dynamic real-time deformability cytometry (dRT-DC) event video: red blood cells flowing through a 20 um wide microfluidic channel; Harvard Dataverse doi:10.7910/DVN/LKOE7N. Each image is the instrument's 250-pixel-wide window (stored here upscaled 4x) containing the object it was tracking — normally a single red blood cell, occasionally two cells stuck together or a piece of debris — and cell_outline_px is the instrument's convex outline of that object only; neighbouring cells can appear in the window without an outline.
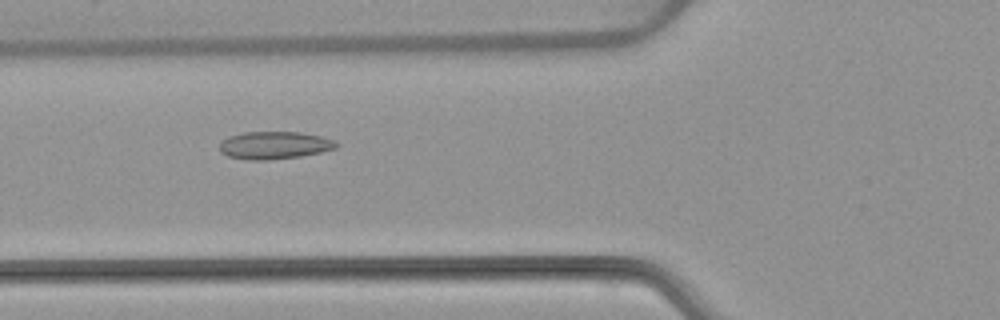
{"species": "common noctule bat (a hibernating species)", "species_latin": "Nyctalus noctula", "temperature_condition": "warm", "stored_images_in_passage": 39, "camera_frame_rate_fps": 3000, "um_per_image_px": 0.085, "animal": {"sex": "female", "body_mass_g": 22.7, "forearm_length_mm": 54.2}, "frame": {"image": 1, "passage_image": 8, "time_ms": 2.333, "image_size_px": [1000, 320], "cell_outline_px": [[340, 144], [336, 148], [320, 152], [300, 156], [268, 160], [248, 160], [228, 156], [220, 152], [220, 140], [228, 136], [244, 132], [300, 132], [320, 136], [336, 140]], "centroid_in_image_um": [23.31, 12.34], "position_along_channel_um": 102.5, "area_um2": 18.9}}
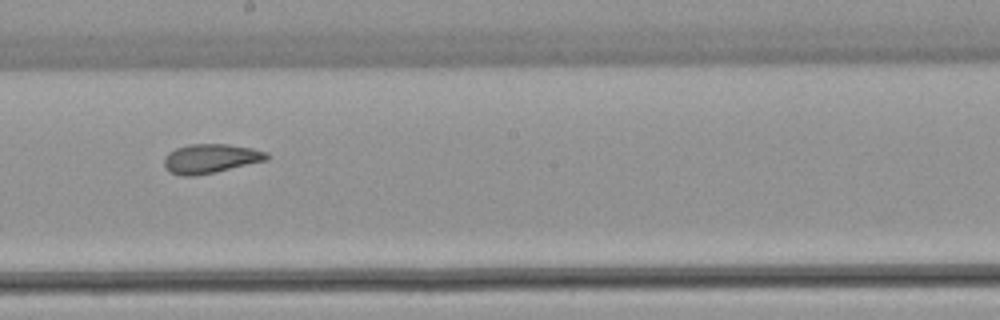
{"frame": {"image": 2, "passage_image": 18, "time_ms": 5.667, "image_size_px": [1000, 320], "cell_outline_px": [[268, 160], [216, 172], [196, 176], [180, 176], [168, 172], [164, 168], [164, 156], [168, 152], [176, 148], [188, 144], [228, 144], [252, 148], [268, 152]], "centroid_in_image_um": [17.87, 13.49], "position_along_channel_um": 230.3, "area_um2": 17.8}}
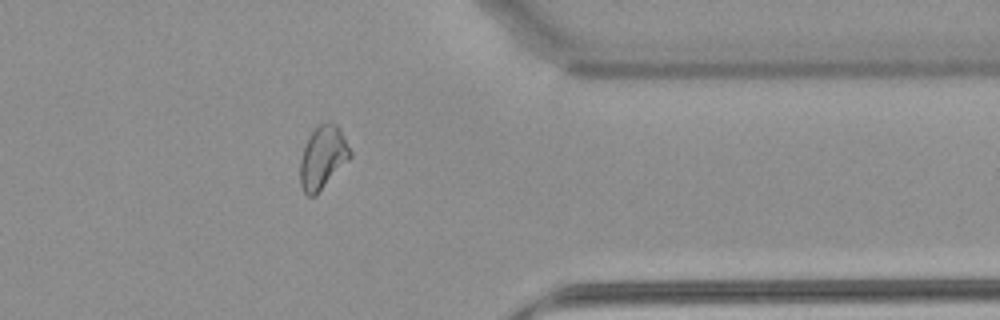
{"frame": {"image": 3, "passage_image": 31, "time_ms": 10.0, "image_size_px": [1000, 320], "cell_outline_px": [[352, 156], [316, 196], [308, 196], [304, 192], [300, 184], [300, 160], [304, 148], [312, 132], [320, 124], [328, 120], [332, 120], [340, 128], [352, 152]], "centroid_in_image_um": [27.46, 13.38], "position_along_channel_um": 383.9, "area_um2": 18.38}, "authors_computed_cell_mechanics": {"area_um2": 17.9758, "velocity_mm_per_s": 3.8306, "shape_relaxation_time_tau1_ms": null, "shape_relaxation_time_tau2_ms": 2.1198, "deformation_change_tau1": null, "deformation_change_tau2": 0.0654}}